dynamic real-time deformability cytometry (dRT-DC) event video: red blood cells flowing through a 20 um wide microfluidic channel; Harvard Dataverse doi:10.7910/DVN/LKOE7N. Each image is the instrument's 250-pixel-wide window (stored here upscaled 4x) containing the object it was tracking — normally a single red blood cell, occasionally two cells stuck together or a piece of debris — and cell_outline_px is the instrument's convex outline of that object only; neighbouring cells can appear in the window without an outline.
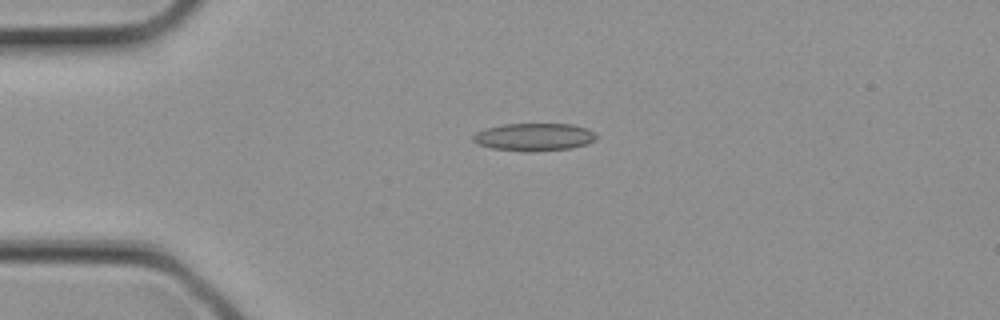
{"species": "common noctule bat (a hibernating species)", "species_latin": "Nyctalus noctula", "temperature_condition": "cold", "stored_images_in_passage": 2, "camera_frame_rate_fps": 3000, "um_per_image_px": 0.085, "animal": {"sex": "female", "body_mass_g": 21.9}, "frame": {"image": 1, "passage_image": 2, "time_ms": 0.333, "image_size_px": [1000, 320], "cell_outline_px": [[596, 140], [572, 148], [528, 152], [524, 152], [492, 148], [476, 144], [472, 140], [472, 136], [476, 132], [484, 128], [504, 124], [572, 124], [588, 128], [596, 136]], "centroid_in_image_um": [45.35, 11.64], "position_along_channel_um": 39.6, "area_um2": 20.0}}